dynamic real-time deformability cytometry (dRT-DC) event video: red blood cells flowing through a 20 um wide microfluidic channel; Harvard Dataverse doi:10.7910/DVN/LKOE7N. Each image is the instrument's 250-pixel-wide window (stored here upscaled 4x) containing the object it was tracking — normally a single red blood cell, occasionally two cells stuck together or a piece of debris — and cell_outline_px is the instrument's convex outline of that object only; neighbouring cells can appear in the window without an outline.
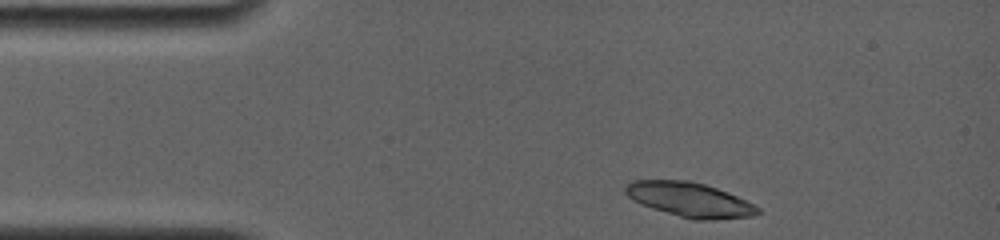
{"species": "common noctule bat (a hibernating species)", "species_latin": "Nyctalus noctula", "temperature_condition": "room temperature", "stored_images_in_passage": 2, "camera_frame_rate_fps": 4000, "um_per_image_px": 0.085, "animal": {"sex": "female", "body_mass_g": 19.0, "forearm_length_mm": 56.7}, "frame": {"image": 1, "passage_image": 1, "time_ms": 0.0, "image_size_px": [1000, 240], "cell_outline_px": [[760, 212], [752, 216], [712, 220], [692, 220], [652, 208], [640, 204], [632, 200], [624, 192], [624, 184], [632, 180], [688, 180], [704, 184], [716, 188], [736, 196], [760, 208]], "centroid_in_image_um": [58.56, 16.97], "position_along_channel_um": 26.4, "area_um2": 26.59}}